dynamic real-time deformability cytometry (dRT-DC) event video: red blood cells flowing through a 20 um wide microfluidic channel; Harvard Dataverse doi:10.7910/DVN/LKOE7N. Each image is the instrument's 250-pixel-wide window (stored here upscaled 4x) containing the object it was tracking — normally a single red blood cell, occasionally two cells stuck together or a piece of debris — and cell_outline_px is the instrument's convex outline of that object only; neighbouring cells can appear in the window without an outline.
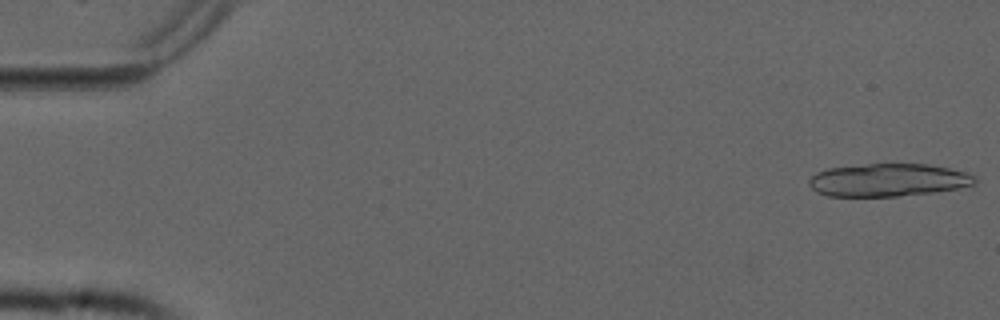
{"species": "common noctule bat (a hibernating species)", "species_latin": "Nyctalus noctula", "temperature_condition": "cold", "stored_images_in_passage": 46, "camera_frame_rate_fps": 3000, "um_per_image_px": 0.085, "animal": {"sex": "male", "forearm_length_mm": 52.5}, "frame": {"image": 1, "passage_image": 1, "time_ms": 0.0, "image_size_px": [1000, 320], "cell_outline_px": [[976, 180], [972, 184], [956, 188], [932, 192], [896, 196], [828, 196], [816, 192], [808, 184], [808, 180], [816, 172], [828, 168], [868, 164], [928, 164], [948, 168], [964, 172], [976, 176]], "centroid_in_image_um": [75.43, 15.3], "position_along_channel_um": 9.6, "area_um2": 31.44}}
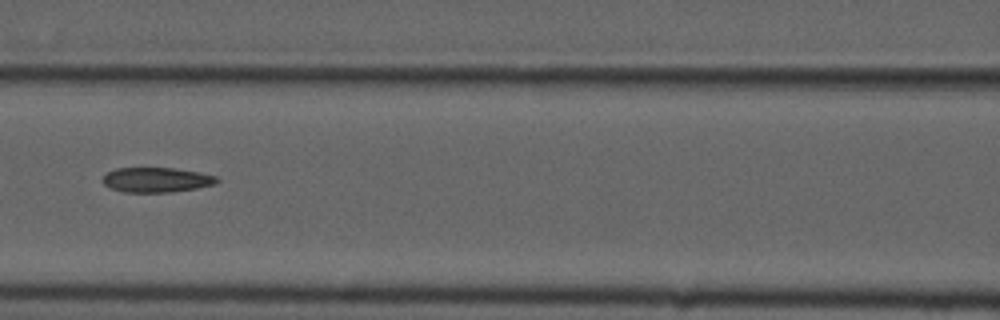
{"frame": {"image": 2, "passage_image": 24, "time_ms": 7.667, "image_size_px": [1000, 320], "cell_outline_px": [[220, 180], [216, 184], [196, 188], [172, 192], [124, 192], [112, 188], [104, 184], [100, 180], [108, 172], [116, 168], [172, 168], [196, 172], [216, 176]], "centroid_in_image_um": [13.29, 15.29], "position_along_channel_um": 153.3, "area_um2": 16.42}}
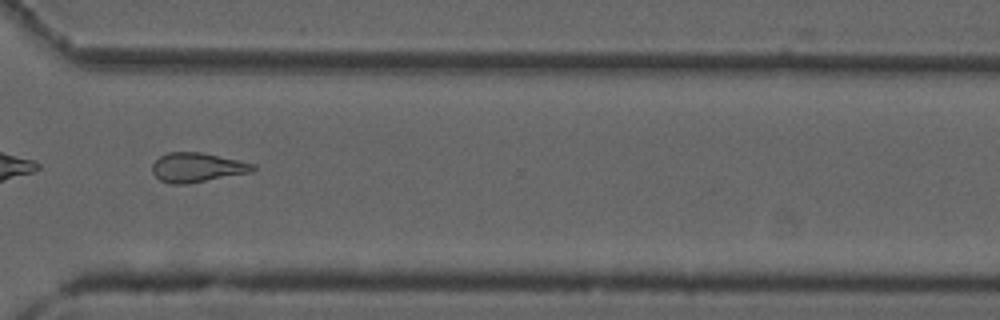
{"frame": {"image": 3, "passage_image": 40, "time_ms": 13.0, "image_size_px": [1000, 320], "cell_outline_px": [[256, 168], [252, 172], [188, 184], [172, 184], [160, 180], [152, 172], [152, 164], [160, 156], [168, 152], [200, 152], [240, 160], [256, 164]], "centroid_in_image_um": [16.78, 14.23], "position_along_channel_um": 353.8, "area_um2": 17.34}, "authors_computed_cell_mechanics": {"area_um2": 17.3689, "velocity_mm_per_s": 3.7681, "shape_relaxation_time_tau1_ms": null, "shape_relaxation_time_tau2_ms": 3.82, "deformation_change_tau1": null, "deformation_change_tau2": 0.1241}}